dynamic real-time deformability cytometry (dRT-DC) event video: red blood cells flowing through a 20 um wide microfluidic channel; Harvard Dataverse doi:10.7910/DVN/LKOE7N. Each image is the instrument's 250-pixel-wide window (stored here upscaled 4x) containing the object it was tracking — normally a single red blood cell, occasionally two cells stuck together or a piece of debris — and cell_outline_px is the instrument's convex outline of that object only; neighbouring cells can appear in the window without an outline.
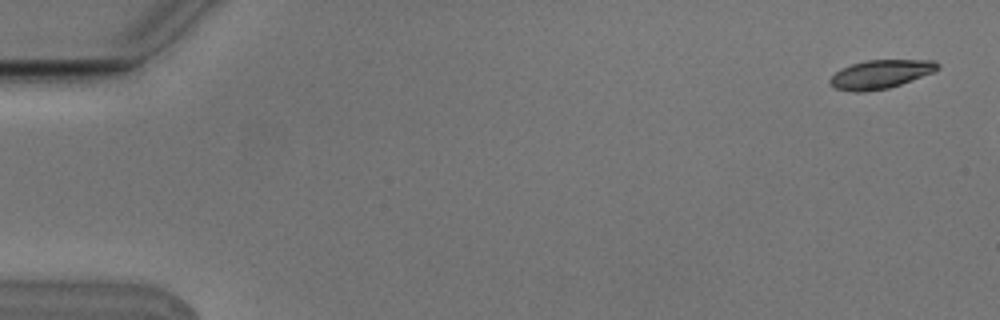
{"species": "Egyptian fruit bat (a non-hibernating species)", "species_latin": "Rousettus aegyptiacus", "temperature_condition": "cold", "stored_images_in_passage": 3, "camera_frame_rate_fps": 3000, "um_per_image_px": 0.085, "animal": {"sex": "male"}, "frame": {"image": 1, "passage_image": 1, "time_ms": 0.0, "image_size_px": [1000, 320], "cell_outline_px": [[940, 68], [932, 72], [900, 84], [888, 88], [864, 92], [852, 92], [836, 88], [828, 84], [828, 80], [840, 68], [864, 60], [936, 60], [940, 64]], "centroid_in_image_um": [74.81, 6.3], "position_along_channel_um": 10.2, "area_um2": 17.98}}